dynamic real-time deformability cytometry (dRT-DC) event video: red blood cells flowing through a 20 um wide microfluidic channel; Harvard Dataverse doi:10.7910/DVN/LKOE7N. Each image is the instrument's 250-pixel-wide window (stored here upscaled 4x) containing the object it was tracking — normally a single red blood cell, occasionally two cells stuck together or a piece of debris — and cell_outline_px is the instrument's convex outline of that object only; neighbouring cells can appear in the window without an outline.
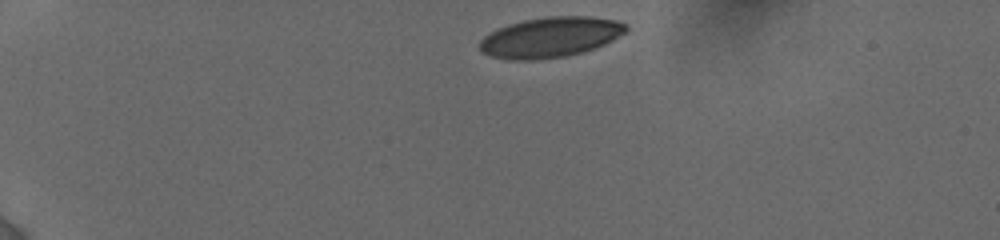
{"species": "human", "species_latin": "Homo sapiens", "temperature_condition": "cold", "stored_images_in_passage": 13, "camera_frame_rate_fps": 3000, "um_per_image_px": 0.085, "donor": {"sex": "female"}, "frame": {"image": 1, "passage_image": 1, "time_ms": 0.0, "image_size_px": [1000, 240], "cell_outline_px": [[628, 28], [624, 32], [612, 40], [596, 48], [564, 56], [536, 60], [508, 60], [492, 56], [480, 52], [480, 40], [484, 36], [508, 24], [524, 20], [548, 16], [588, 16], [616, 20], [628, 24]], "centroid_in_image_um": [46.78, 3.16], "position_along_channel_um": 38.2, "area_um2": 34.22}}
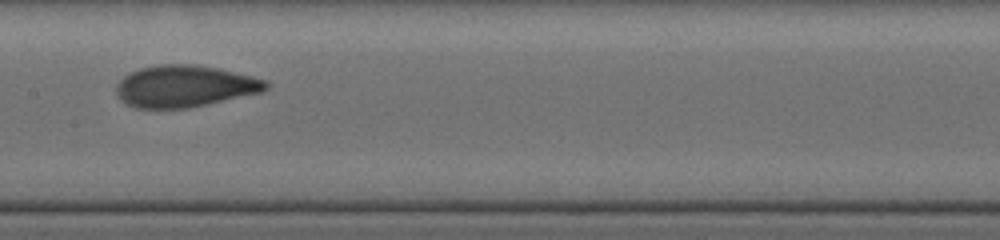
{"frame": {"image": 2, "passage_image": 7, "time_ms": 6.0, "image_size_px": [1000, 240], "cell_outline_px": [[272, 84], [264, 92], [208, 104], [188, 108], [136, 108], [120, 100], [116, 92], [116, 84], [124, 76], [140, 68], [160, 64], [196, 64], [220, 68], [268, 80]], "centroid_in_image_um": [15.76, 7.32], "position_along_channel_um": 191.6, "area_um2": 36.82}}
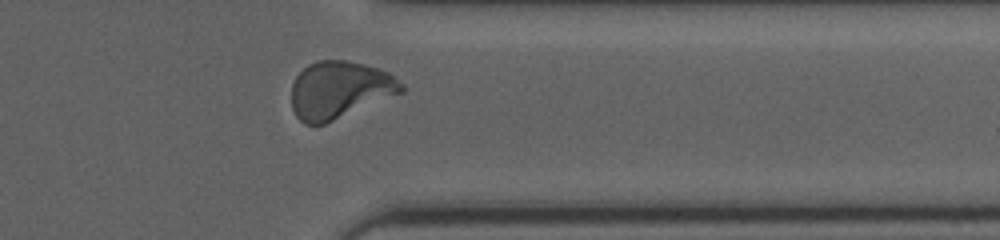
{"frame": {"image": 3, "passage_image": 12, "time_ms": 11.0, "image_size_px": [1000, 240], "cell_outline_px": [[404, 92], [324, 124], [304, 124], [296, 116], [292, 108], [292, 84], [296, 76], [308, 64], [316, 60], [344, 60], [364, 64], [388, 72], [404, 84]], "centroid_in_image_um": [28.86, 7.64], "position_along_channel_um": 382.5, "area_um2": 36.65}, "authors_computed_cell_mechanics": {"area_um2": 36.0094, "velocity_mm_per_s": 3.8308, "shape_relaxation_time_tau1_ms": 3.6911, "shape_relaxation_time_tau2_ms": 0.034, "deformation_change_tau1": 0.1458, "deformation_change_tau2": 0.0382}}